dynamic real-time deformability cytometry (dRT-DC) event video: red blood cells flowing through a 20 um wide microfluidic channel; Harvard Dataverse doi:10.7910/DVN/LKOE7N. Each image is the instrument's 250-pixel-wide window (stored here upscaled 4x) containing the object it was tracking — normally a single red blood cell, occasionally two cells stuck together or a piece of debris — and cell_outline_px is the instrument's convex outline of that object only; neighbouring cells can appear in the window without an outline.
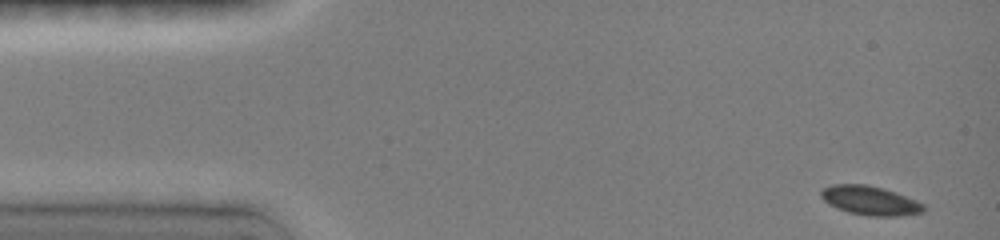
{"species": "common noctule bat (a hibernating species)", "species_latin": "Nyctalus noctula", "temperature_condition": "room temperature", "stored_images_in_passage": 4, "camera_frame_rate_fps": 3000, "um_per_image_px": 0.085, "animal": {"sex": "female", "body_mass_g": 19.0, "forearm_length_mm": 51.5}, "frame": {"image": 1, "passage_image": 1, "time_ms": 0.0, "image_size_px": [1000, 240], "cell_outline_px": [[924, 212], [900, 216], [868, 216], [848, 212], [836, 208], [828, 204], [820, 196], [820, 192], [824, 188], [832, 184], [868, 184], [884, 188], [896, 192], [916, 200], [924, 204]], "centroid_in_image_um": [73.95, 17.04], "position_along_channel_um": 11.0, "area_um2": 17.57}}